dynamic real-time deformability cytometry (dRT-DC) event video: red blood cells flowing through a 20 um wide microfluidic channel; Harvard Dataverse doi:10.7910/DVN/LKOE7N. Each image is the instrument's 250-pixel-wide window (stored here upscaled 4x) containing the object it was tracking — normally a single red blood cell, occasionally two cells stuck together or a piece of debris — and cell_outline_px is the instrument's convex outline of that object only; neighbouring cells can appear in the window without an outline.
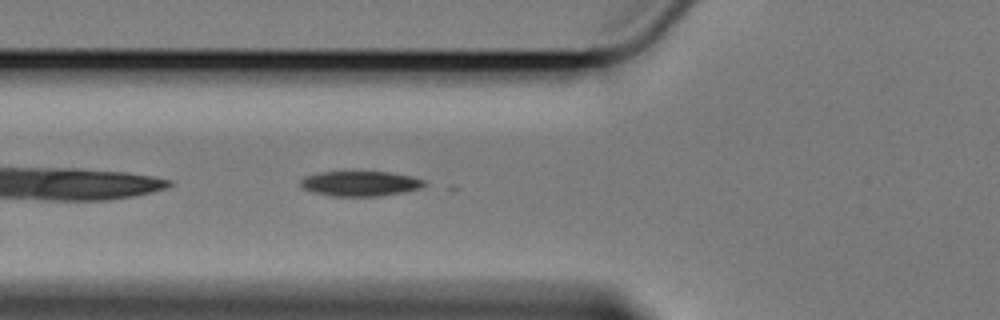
{"species": "Egyptian fruit bat (a non-hibernating species)", "species_latin": "Rousettus aegyptiacus", "temperature_condition": "cold", "stored_images_in_passage": 41, "camera_frame_rate_fps": 3000, "um_per_image_px": 0.085, "animal": {"sex": "female"}, "frame": {"image": 1, "passage_image": 4, "time_ms": 1.0, "image_size_px": [1000, 320], "cell_outline_px": [[428, 184], [420, 188], [404, 192], [376, 196], [332, 196], [312, 192], [300, 188], [300, 180], [304, 176], [320, 172], [388, 172], [412, 176], [424, 180]], "centroid_in_image_um": [30.59, 15.6], "position_along_channel_um": 95.2, "area_um2": 18.15}}
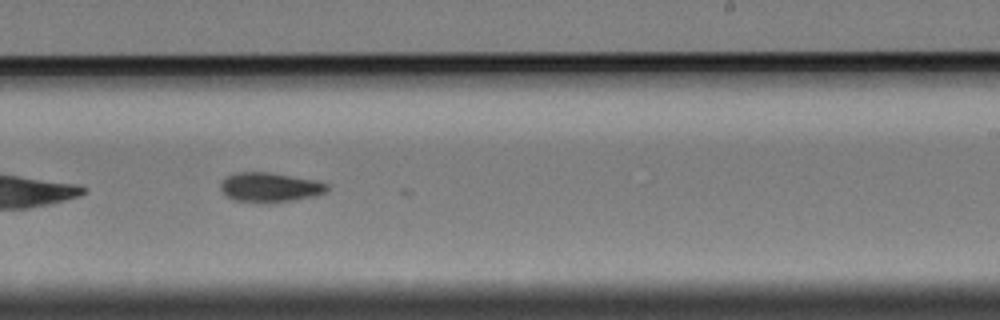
{"frame": {"image": 2, "passage_image": 19, "time_ms": 6.0, "image_size_px": [1000, 320], "cell_outline_px": [[328, 188], [324, 192], [312, 196], [292, 200], [268, 204], [260, 204], [232, 200], [220, 188], [220, 180], [236, 172], [268, 172], [316, 180], [328, 184]], "centroid_in_image_um": [22.89, 15.93], "position_along_channel_um": 266.1, "area_um2": 18.5}}
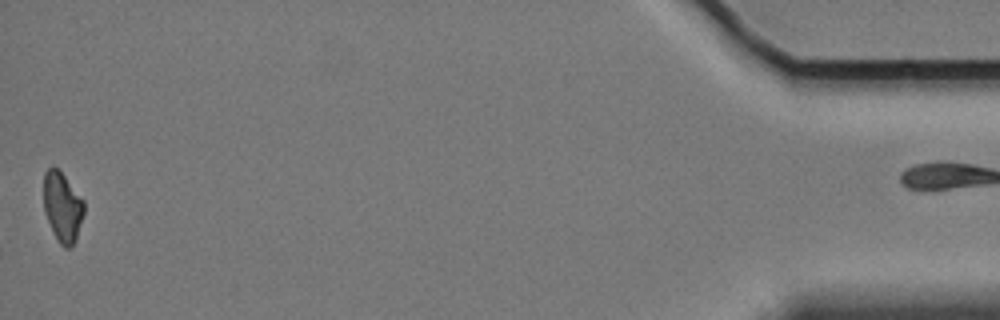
{"frame": {"image": 3, "passage_image": 41, "time_ms": 13.333, "image_size_px": [1000, 320], "cell_outline_px": [[84, 212], [76, 236], [72, 244], [68, 248], [64, 248], [60, 244], [44, 212], [44, 172], [52, 164], [64, 176], [84, 200]], "centroid_in_image_um": [5.29, 17.55], "position_along_channel_um": 429.9, "area_um2": 16.01}, "authors_computed_cell_mechanics": {"area_um2": 18.1492, "velocity_mm_per_s": 3.4098, "shape_relaxation_time_tau1_ms": 2.5787, "shape_relaxation_time_tau2_ms": 10.0755, "deformation_change_tau1": 0.1061, "deformation_change_tau2": 0.1566}}